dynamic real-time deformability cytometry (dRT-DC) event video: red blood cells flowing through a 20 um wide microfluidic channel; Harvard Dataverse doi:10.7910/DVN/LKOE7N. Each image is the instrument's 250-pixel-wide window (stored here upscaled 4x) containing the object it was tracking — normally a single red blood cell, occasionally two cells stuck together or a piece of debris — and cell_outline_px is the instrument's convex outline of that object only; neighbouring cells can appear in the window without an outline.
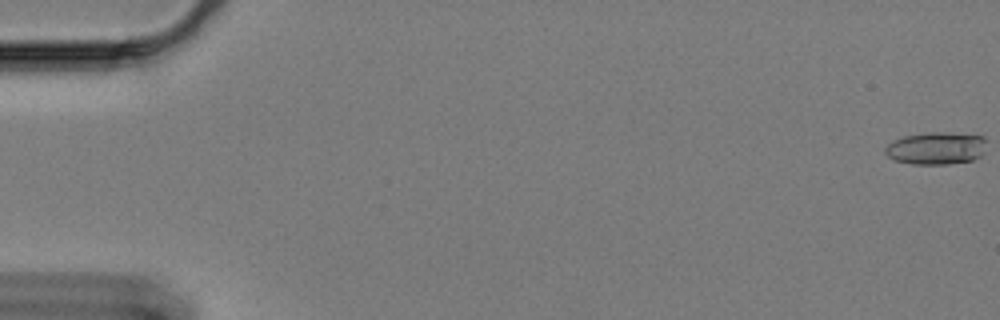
{"species": "Egyptian fruit bat (a non-hibernating species)", "species_latin": "Rousettus aegyptiacus", "temperature_condition": "cold", "stored_images_in_passage": 5, "camera_frame_rate_fps": 3000, "um_per_image_px": 0.085, "animal": {"sex": "female"}, "frame": {"image": 1, "passage_image": 1, "time_ms": 0.0, "image_size_px": [1000, 320], "cell_outline_px": [[984, 152], [980, 156], [972, 160], [948, 164], [912, 164], [896, 160], [888, 156], [884, 152], [884, 148], [892, 140], [904, 136], [932, 132], [944, 132], [984, 136]], "centroid_in_image_um": [79.55, 12.6], "position_along_channel_um": 5.5, "area_um2": 19.07}}